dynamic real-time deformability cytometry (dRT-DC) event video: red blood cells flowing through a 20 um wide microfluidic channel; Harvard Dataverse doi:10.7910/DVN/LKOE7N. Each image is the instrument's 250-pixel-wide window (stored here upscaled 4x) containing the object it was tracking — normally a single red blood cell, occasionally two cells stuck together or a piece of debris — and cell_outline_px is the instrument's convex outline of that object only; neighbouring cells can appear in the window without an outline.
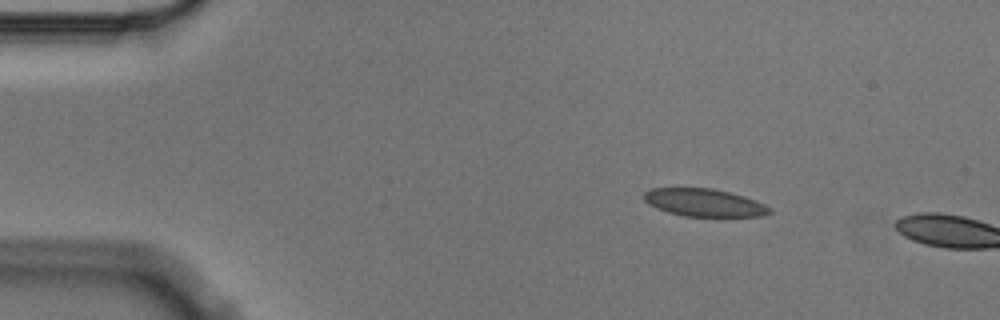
{"species": "Egyptian fruit bat (a non-hibernating species)", "species_latin": "Rousettus aegyptiacus", "temperature_condition": "cold", "stored_images_in_passage": 3, "camera_frame_rate_fps": 3000, "um_per_image_px": 0.085, "animal": {"sex": "male"}, "frame": {"image": 1, "passage_image": 2, "time_ms": 0.333, "image_size_px": [1000, 320], "cell_outline_px": [[772, 212], [760, 216], [684, 216], [668, 212], [656, 208], [648, 204], [644, 200], [644, 192], [652, 188], [712, 188], [744, 196], [764, 204], [772, 208]], "centroid_in_image_um": [59.84, 17.22], "position_along_channel_um": 25.2, "area_um2": 20.17}}